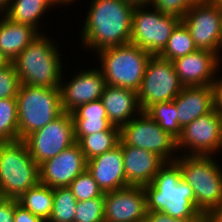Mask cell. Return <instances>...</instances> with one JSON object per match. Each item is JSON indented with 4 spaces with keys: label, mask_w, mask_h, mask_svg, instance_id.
<instances>
[{
    "label": "cell",
    "mask_w": 222,
    "mask_h": 222,
    "mask_svg": "<svg viewBox=\"0 0 222 222\" xmlns=\"http://www.w3.org/2000/svg\"><path fill=\"white\" fill-rule=\"evenodd\" d=\"M134 8L123 0H92L80 34L81 44L97 53L130 43Z\"/></svg>",
    "instance_id": "obj_1"
},
{
    "label": "cell",
    "mask_w": 222,
    "mask_h": 222,
    "mask_svg": "<svg viewBox=\"0 0 222 222\" xmlns=\"http://www.w3.org/2000/svg\"><path fill=\"white\" fill-rule=\"evenodd\" d=\"M143 188L147 211H160L173 218L195 217L200 212L195 207L192 188L182 179L175 161L166 162L151 183Z\"/></svg>",
    "instance_id": "obj_2"
},
{
    "label": "cell",
    "mask_w": 222,
    "mask_h": 222,
    "mask_svg": "<svg viewBox=\"0 0 222 222\" xmlns=\"http://www.w3.org/2000/svg\"><path fill=\"white\" fill-rule=\"evenodd\" d=\"M45 34L36 37L13 61L20 84L59 87L64 81L59 45ZM56 45V46H55Z\"/></svg>",
    "instance_id": "obj_3"
},
{
    "label": "cell",
    "mask_w": 222,
    "mask_h": 222,
    "mask_svg": "<svg viewBox=\"0 0 222 222\" xmlns=\"http://www.w3.org/2000/svg\"><path fill=\"white\" fill-rule=\"evenodd\" d=\"M182 179L192 188L195 207L205 213L222 204V168L212 156L180 155Z\"/></svg>",
    "instance_id": "obj_4"
},
{
    "label": "cell",
    "mask_w": 222,
    "mask_h": 222,
    "mask_svg": "<svg viewBox=\"0 0 222 222\" xmlns=\"http://www.w3.org/2000/svg\"><path fill=\"white\" fill-rule=\"evenodd\" d=\"M18 140L45 127L62 112L59 87L20 84L16 96Z\"/></svg>",
    "instance_id": "obj_5"
},
{
    "label": "cell",
    "mask_w": 222,
    "mask_h": 222,
    "mask_svg": "<svg viewBox=\"0 0 222 222\" xmlns=\"http://www.w3.org/2000/svg\"><path fill=\"white\" fill-rule=\"evenodd\" d=\"M97 55L107 85L139 90L151 54L128 43L102 49Z\"/></svg>",
    "instance_id": "obj_6"
},
{
    "label": "cell",
    "mask_w": 222,
    "mask_h": 222,
    "mask_svg": "<svg viewBox=\"0 0 222 222\" xmlns=\"http://www.w3.org/2000/svg\"><path fill=\"white\" fill-rule=\"evenodd\" d=\"M39 183V166L23 140L0 143V191L3 198H18Z\"/></svg>",
    "instance_id": "obj_7"
},
{
    "label": "cell",
    "mask_w": 222,
    "mask_h": 222,
    "mask_svg": "<svg viewBox=\"0 0 222 222\" xmlns=\"http://www.w3.org/2000/svg\"><path fill=\"white\" fill-rule=\"evenodd\" d=\"M151 8L148 6L134 8L130 43L138 45L151 55H159L181 19Z\"/></svg>",
    "instance_id": "obj_8"
},
{
    "label": "cell",
    "mask_w": 222,
    "mask_h": 222,
    "mask_svg": "<svg viewBox=\"0 0 222 222\" xmlns=\"http://www.w3.org/2000/svg\"><path fill=\"white\" fill-rule=\"evenodd\" d=\"M183 87L173 61L151 55L137 91L141 110L145 112L153 104L174 100Z\"/></svg>",
    "instance_id": "obj_9"
},
{
    "label": "cell",
    "mask_w": 222,
    "mask_h": 222,
    "mask_svg": "<svg viewBox=\"0 0 222 222\" xmlns=\"http://www.w3.org/2000/svg\"><path fill=\"white\" fill-rule=\"evenodd\" d=\"M120 139L128 146L159 155L165 162H173L179 157L174 153L178 152L177 139L143 111L120 128Z\"/></svg>",
    "instance_id": "obj_10"
},
{
    "label": "cell",
    "mask_w": 222,
    "mask_h": 222,
    "mask_svg": "<svg viewBox=\"0 0 222 222\" xmlns=\"http://www.w3.org/2000/svg\"><path fill=\"white\" fill-rule=\"evenodd\" d=\"M29 154L39 166L75 143L71 113L63 111L45 127L23 140Z\"/></svg>",
    "instance_id": "obj_11"
},
{
    "label": "cell",
    "mask_w": 222,
    "mask_h": 222,
    "mask_svg": "<svg viewBox=\"0 0 222 222\" xmlns=\"http://www.w3.org/2000/svg\"><path fill=\"white\" fill-rule=\"evenodd\" d=\"M179 149L186 152L180 153L182 155L212 156L220 152L219 149L222 150V114L214 109L185 126L177 138V150Z\"/></svg>",
    "instance_id": "obj_12"
},
{
    "label": "cell",
    "mask_w": 222,
    "mask_h": 222,
    "mask_svg": "<svg viewBox=\"0 0 222 222\" xmlns=\"http://www.w3.org/2000/svg\"><path fill=\"white\" fill-rule=\"evenodd\" d=\"M181 21L187 26L197 49L222 57V11L213 2L192 5Z\"/></svg>",
    "instance_id": "obj_13"
},
{
    "label": "cell",
    "mask_w": 222,
    "mask_h": 222,
    "mask_svg": "<svg viewBox=\"0 0 222 222\" xmlns=\"http://www.w3.org/2000/svg\"><path fill=\"white\" fill-rule=\"evenodd\" d=\"M87 168L77 142L39 165V182L50 188L68 187Z\"/></svg>",
    "instance_id": "obj_14"
},
{
    "label": "cell",
    "mask_w": 222,
    "mask_h": 222,
    "mask_svg": "<svg viewBox=\"0 0 222 222\" xmlns=\"http://www.w3.org/2000/svg\"><path fill=\"white\" fill-rule=\"evenodd\" d=\"M106 222H144L147 213L146 192L142 186H128L104 193Z\"/></svg>",
    "instance_id": "obj_15"
},
{
    "label": "cell",
    "mask_w": 222,
    "mask_h": 222,
    "mask_svg": "<svg viewBox=\"0 0 222 222\" xmlns=\"http://www.w3.org/2000/svg\"><path fill=\"white\" fill-rule=\"evenodd\" d=\"M75 74L67 83L61 81L59 86L61 108L69 113L80 105L99 100L107 85L99 67Z\"/></svg>",
    "instance_id": "obj_16"
},
{
    "label": "cell",
    "mask_w": 222,
    "mask_h": 222,
    "mask_svg": "<svg viewBox=\"0 0 222 222\" xmlns=\"http://www.w3.org/2000/svg\"><path fill=\"white\" fill-rule=\"evenodd\" d=\"M220 58L214 52L197 49L173 60V64L183 86H212L221 69Z\"/></svg>",
    "instance_id": "obj_17"
},
{
    "label": "cell",
    "mask_w": 222,
    "mask_h": 222,
    "mask_svg": "<svg viewBox=\"0 0 222 222\" xmlns=\"http://www.w3.org/2000/svg\"><path fill=\"white\" fill-rule=\"evenodd\" d=\"M86 169L103 193L129 186L124 173L121 139L114 149L87 160Z\"/></svg>",
    "instance_id": "obj_18"
},
{
    "label": "cell",
    "mask_w": 222,
    "mask_h": 222,
    "mask_svg": "<svg viewBox=\"0 0 222 222\" xmlns=\"http://www.w3.org/2000/svg\"><path fill=\"white\" fill-rule=\"evenodd\" d=\"M123 165L129 186H146L151 183L159 169L166 163L159 155L128 146L122 141Z\"/></svg>",
    "instance_id": "obj_19"
},
{
    "label": "cell",
    "mask_w": 222,
    "mask_h": 222,
    "mask_svg": "<svg viewBox=\"0 0 222 222\" xmlns=\"http://www.w3.org/2000/svg\"><path fill=\"white\" fill-rule=\"evenodd\" d=\"M181 129L206 113L214 110L212 86H184L173 100Z\"/></svg>",
    "instance_id": "obj_20"
},
{
    "label": "cell",
    "mask_w": 222,
    "mask_h": 222,
    "mask_svg": "<svg viewBox=\"0 0 222 222\" xmlns=\"http://www.w3.org/2000/svg\"><path fill=\"white\" fill-rule=\"evenodd\" d=\"M100 100L109 121L119 128L142 112L137 91L132 89L106 85Z\"/></svg>",
    "instance_id": "obj_21"
},
{
    "label": "cell",
    "mask_w": 222,
    "mask_h": 222,
    "mask_svg": "<svg viewBox=\"0 0 222 222\" xmlns=\"http://www.w3.org/2000/svg\"><path fill=\"white\" fill-rule=\"evenodd\" d=\"M71 116L75 142H78L83 136L100 131L120 130L109 121L100 99L78 106L71 112Z\"/></svg>",
    "instance_id": "obj_22"
},
{
    "label": "cell",
    "mask_w": 222,
    "mask_h": 222,
    "mask_svg": "<svg viewBox=\"0 0 222 222\" xmlns=\"http://www.w3.org/2000/svg\"><path fill=\"white\" fill-rule=\"evenodd\" d=\"M0 20V53L12 61L36 38L41 32L35 28L12 22L5 15Z\"/></svg>",
    "instance_id": "obj_23"
},
{
    "label": "cell",
    "mask_w": 222,
    "mask_h": 222,
    "mask_svg": "<svg viewBox=\"0 0 222 222\" xmlns=\"http://www.w3.org/2000/svg\"><path fill=\"white\" fill-rule=\"evenodd\" d=\"M51 6H56L53 0H11L5 16L12 22L31 26L39 32L38 21Z\"/></svg>",
    "instance_id": "obj_24"
},
{
    "label": "cell",
    "mask_w": 222,
    "mask_h": 222,
    "mask_svg": "<svg viewBox=\"0 0 222 222\" xmlns=\"http://www.w3.org/2000/svg\"><path fill=\"white\" fill-rule=\"evenodd\" d=\"M53 199V188L39 182L35 187L22 193L17 198V202L24 209L47 222L52 213Z\"/></svg>",
    "instance_id": "obj_25"
},
{
    "label": "cell",
    "mask_w": 222,
    "mask_h": 222,
    "mask_svg": "<svg viewBox=\"0 0 222 222\" xmlns=\"http://www.w3.org/2000/svg\"><path fill=\"white\" fill-rule=\"evenodd\" d=\"M120 130H106L83 136L79 144L86 160L110 151L119 145Z\"/></svg>",
    "instance_id": "obj_26"
},
{
    "label": "cell",
    "mask_w": 222,
    "mask_h": 222,
    "mask_svg": "<svg viewBox=\"0 0 222 222\" xmlns=\"http://www.w3.org/2000/svg\"><path fill=\"white\" fill-rule=\"evenodd\" d=\"M197 50L187 26L180 21L173 29L167 45L159 54L168 60H175Z\"/></svg>",
    "instance_id": "obj_27"
},
{
    "label": "cell",
    "mask_w": 222,
    "mask_h": 222,
    "mask_svg": "<svg viewBox=\"0 0 222 222\" xmlns=\"http://www.w3.org/2000/svg\"><path fill=\"white\" fill-rule=\"evenodd\" d=\"M145 113L176 139L181 135L182 129L178 123L177 109L173 100L153 104Z\"/></svg>",
    "instance_id": "obj_28"
},
{
    "label": "cell",
    "mask_w": 222,
    "mask_h": 222,
    "mask_svg": "<svg viewBox=\"0 0 222 222\" xmlns=\"http://www.w3.org/2000/svg\"><path fill=\"white\" fill-rule=\"evenodd\" d=\"M53 208L47 222H74L77 200L68 187L53 188Z\"/></svg>",
    "instance_id": "obj_29"
},
{
    "label": "cell",
    "mask_w": 222,
    "mask_h": 222,
    "mask_svg": "<svg viewBox=\"0 0 222 222\" xmlns=\"http://www.w3.org/2000/svg\"><path fill=\"white\" fill-rule=\"evenodd\" d=\"M18 140L16 98L0 99V143Z\"/></svg>",
    "instance_id": "obj_30"
},
{
    "label": "cell",
    "mask_w": 222,
    "mask_h": 222,
    "mask_svg": "<svg viewBox=\"0 0 222 222\" xmlns=\"http://www.w3.org/2000/svg\"><path fill=\"white\" fill-rule=\"evenodd\" d=\"M68 188L77 201L104 197L103 191L99 188L97 182L87 169L78 175L77 178L69 184Z\"/></svg>",
    "instance_id": "obj_31"
},
{
    "label": "cell",
    "mask_w": 222,
    "mask_h": 222,
    "mask_svg": "<svg viewBox=\"0 0 222 222\" xmlns=\"http://www.w3.org/2000/svg\"><path fill=\"white\" fill-rule=\"evenodd\" d=\"M104 197L77 201L74 222H103Z\"/></svg>",
    "instance_id": "obj_32"
},
{
    "label": "cell",
    "mask_w": 222,
    "mask_h": 222,
    "mask_svg": "<svg viewBox=\"0 0 222 222\" xmlns=\"http://www.w3.org/2000/svg\"><path fill=\"white\" fill-rule=\"evenodd\" d=\"M19 88V76L10 63L0 70V99L16 98Z\"/></svg>",
    "instance_id": "obj_33"
},
{
    "label": "cell",
    "mask_w": 222,
    "mask_h": 222,
    "mask_svg": "<svg viewBox=\"0 0 222 222\" xmlns=\"http://www.w3.org/2000/svg\"><path fill=\"white\" fill-rule=\"evenodd\" d=\"M150 5L163 14L172 15L181 20L192 6L188 0H152Z\"/></svg>",
    "instance_id": "obj_34"
},
{
    "label": "cell",
    "mask_w": 222,
    "mask_h": 222,
    "mask_svg": "<svg viewBox=\"0 0 222 222\" xmlns=\"http://www.w3.org/2000/svg\"><path fill=\"white\" fill-rule=\"evenodd\" d=\"M144 222H204V213L199 212L195 217L173 218L160 211H147Z\"/></svg>",
    "instance_id": "obj_35"
},
{
    "label": "cell",
    "mask_w": 222,
    "mask_h": 222,
    "mask_svg": "<svg viewBox=\"0 0 222 222\" xmlns=\"http://www.w3.org/2000/svg\"><path fill=\"white\" fill-rule=\"evenodd\" d=\"M15 198L0 200V222H14Z\"/></svg>",
    "instance_id": "obj_36"
},
{
    "label": "cell",
    "mask_w": 222,
    "mask_h": 222,
    "mask_svg": "<svg viewBox=\"0 0 222 222\" xmlns=\"http://www.w3.org/2000/svg\"><path fill=\"white\" fill-rule=\"evenodd\" d=\"M14 222H45L41 217L32 214L18 204L15 198Z\"/></svg>",
    "instance_id": "obj_37"
},
{
    "label": "cell",
    "mask_w": 222,
    "mask_h": 222,
    "mask_svg": "<svg viewBox=\"0 0 222 222\" xmlns=\"http://www.w3.org/2000/svg\"><path fill=\"white\" fill-rule=\"evenodd\" d=\"M216 77L215 81L212 84L214 92V109L222 114V78ZM218 78V79H217Z\"/></svg>",
    "instance_id": "obj_38"
},
{
    "label": "cell",
    "mask_w": 222,
    "mask_h": 222,
    "mask_svg": "<svg viewBox=\"0 0 222 222\" xmlns=\"http://www.w3.org/2000/svg\"><path fill=\"white\" fill-rule=\"evenodd\" d=\"M204 222H222V204L206 211Z\"/></svg>",
    "instance_id": "obj_39"
},
{
    "label": "cell",
    "mask_w": 222,
    "mask_h": 222,
    "mask_svg": "<svg viewBox=\"0 0 222 222\" xmlns=\"http://www.w3.org/2000/svg\"><path fill=\"white\" fill-rule=\"evenodd\" d=\"M123 1L134 7L150 6L152 2V0H123Z\"/></svg>",
    "instance_id": "obj_40"
},
{
    "label": "cell",
    "mask_w": 222,
    "mask_h": 222,
    "mask_svg": "<svg viewBox=\"0 0 222 222\" xmlns=\"http://www.w3.org/2000/svg\"><path fill=\"white\" fill-rule=\"evenodd\" d=\"M11 3V0H0V14L5 15L9 5Z\"/></svg>",
    "instance_id": "obj_41"
},
{
    "label": "cell",
    "mask_w": 222,
    "mask_h": 222,
    "mask_svg": "<svg viewBox=\"0 0 222 222\" xmlns=\"http://www.w3.org/2000/svg\"><path fill=\"white\" fill-rule=\"evenodd\" d=\"M10 62L7 60V58L0 53V70L6 67Z\"/></svg>",
    "instance_id": "obj_42"
},
{
    "label": "cell",
    "mask_w": 222,
    "mask_h": 222,
    "mask_svg": "<svg viewBox=\"0 0 222 222\" xmlns=\"http://www.w3.org/2000/svg\"><path fill=\"white\" fill-rule=\"evenodd\" d=\"M74 1L76 0H53V2L58 6H61V5H70V3H74Z\"/></svg>",
    "instance_id": "obj_43"
},
{
    "label": "cell",
    "mask_w": 222,
    "mask_h": 222,
    "mask_svg": "<svg viewBox=\"0 0 222 222\" xmlns=\"http://www.w3.org/2000/svg\"><path fill=\"white\" fill-rule=\"evenodd\" d=\"M192 5H199V4H209L212 3L213 0H188Z\"/></svg>",
    "instance_id": "obj_44"
},
{
    "label": "cell",
    "mask_w": 222,
    "mask_h": 222,
    "mask_svg": "<svg viewBox=\"0 0 222 222\" xmlns=\"http://www.w3.org/2000/svg\"><path fill=\"white\" fill-rule=\"evenodd\" d=\"M213 3L222 11V0H213Z\"/></svg>",
    "instance_id": "obj_45"
}]
</instances>
